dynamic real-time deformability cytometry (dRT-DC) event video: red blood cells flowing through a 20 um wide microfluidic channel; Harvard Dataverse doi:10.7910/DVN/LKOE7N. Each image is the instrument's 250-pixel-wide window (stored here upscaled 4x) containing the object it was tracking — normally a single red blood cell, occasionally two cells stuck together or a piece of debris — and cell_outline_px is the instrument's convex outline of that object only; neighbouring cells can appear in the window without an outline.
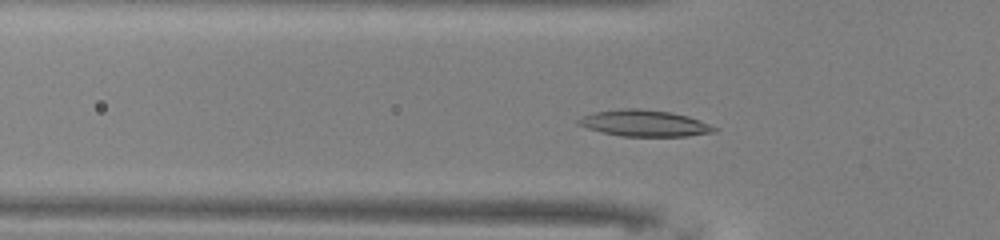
{"species": "common noctule bat (a hibernating species)", "species_latin": "Nyctalus noctula", "temperature_condition": "warm", "stored_images_in_passage": 45, "camera_frame_rate_fps": 3000, "um_per_image_px": 0.085, "animal": {"sex": "male", "body_mass_g": 13.0, "forearm_length_mm": 53.1}, "frame": {"image": 1, "passage_image": 11, "time_ms": 3.333, "image_size_px": [1000, 240], "cell_outline_px": [[720, 128], [716, 132], [688, 136], [620, 136], [600, 132], [576, 124], [576, 120], [584, 116], [596, 112], [620, 108], [636, 108], [672, 112], [688, 116], [700, 120]], "centroid_in_image_um": [54.81, 10.48], "position_along_channel_um": 71.0, "area_um2": 21.04}}
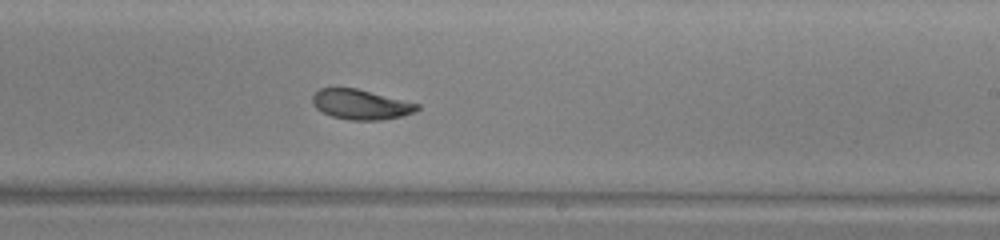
{"frame": {"image": 2, "passage_image": 25, "time_ms": 8.0, "image_size_px": [1000, 240], "cell_outline_px": [[420, 108], [416, 112], [400, 116], [380, 120], [348, 120], [332, 116], [316, 108], [312, 104], [312, 96], [320, 88], [356, 88], [420, 104]], "centroid_in_image_um": [30.67, 8.88], "position_along_channel_um": 258.3, "area_um2": 18.21}}
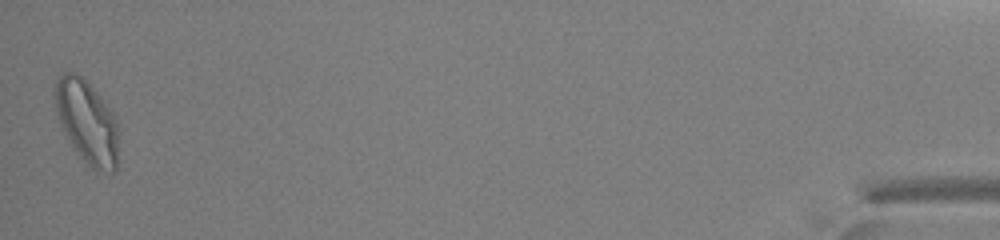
{"frame": {"image": 3, "passage_image": 45, "time_ms": 14.667, "image_size_px": [1000, 240], "cell_outline_px": [[116, 172], [96, 176], [84, 164], [68, 140], [60, 124], [56, 112], [52, 96], [56, 80], [64, 72], [76, 72], [100, 96], [112, 112], [116, 120]], "centroid_in_image_um": [7.35, 10.45], "position_along_channel_um": 427.9, "area_um2": 31.39}, "authors_computed_cell_mechanics": {"area_um2": 19.7098, "velocity_mm_per_s": 4.0194, "shape_relaxation_time_tau1_ms": 4.9321, "shape_relaxation_time_tau2_ms": 3.4001, "deformation_change_tau1": 0.1589, "deformation_change_tau2": 0.0694}}